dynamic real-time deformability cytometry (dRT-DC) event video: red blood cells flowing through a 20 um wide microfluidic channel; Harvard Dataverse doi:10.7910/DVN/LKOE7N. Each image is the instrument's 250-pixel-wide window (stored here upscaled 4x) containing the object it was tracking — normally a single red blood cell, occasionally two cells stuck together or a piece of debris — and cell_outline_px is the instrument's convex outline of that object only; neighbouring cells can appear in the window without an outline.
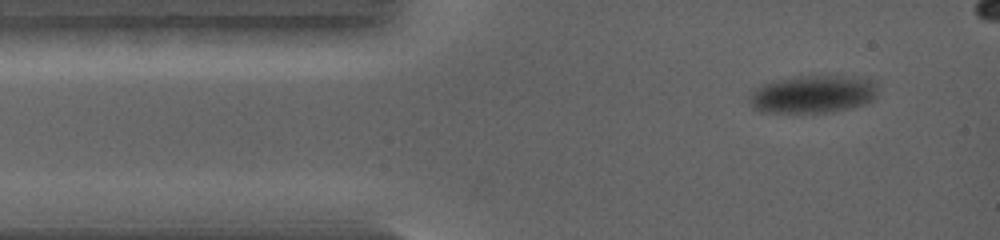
{"species": "common noctule bat (a hibernating species)", "species_latin": "Nyctalus noctula", "temperature_condition": "warm", "stored_images_in_passage": 43, "camera_frame_rate_fps": 5000, "um_per_image_px": 0.085, "animal": {"sex": "female", "body_mass_g": 19.0, "forearm_length_mm": 56.7}, "frame": {"image": 1, "passage_image": 2, "time_ms": 0.2, "image_size_px": [1000, 240], "cell_outline_px": [[876, 96], [872, 100], [864, 104], [848, 108], [828, 112], [760, 112], [748, 100], [748, 96], [756, 88], [764, 84], [776, 80], [796, 76], [860, 76], [876, 80]], "centroid_in_image_um": [69.13, 7.99], "position_along_channel_um": 15.9, "area_um2": 28.26}}
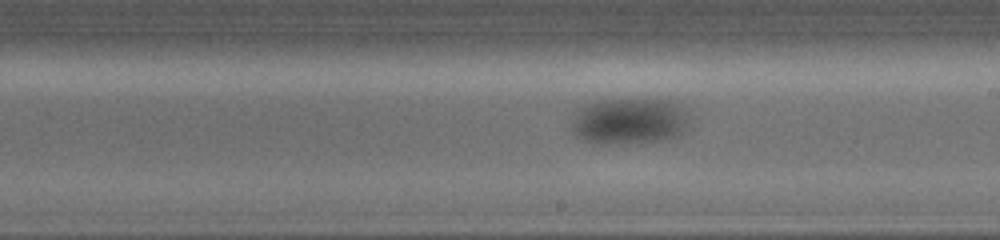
{"frame": {"image": 2, "passage_image": 24, "time_ms": 4.6, "image_size_px": [1000, 240], "cell_outline_px": [[688, 112], [684, 132], [676, 136], [664, 140], [608, 144], [600, 144], [580, 140], [572, 132], [572, 112], [576, 108], [588, 104], [604, 100], [668, 100], [676, 104]], "centroid_in_image_um": [53.41, 10.31], "position_along_channel_um": 235.6, "area_um2": 31.73}}
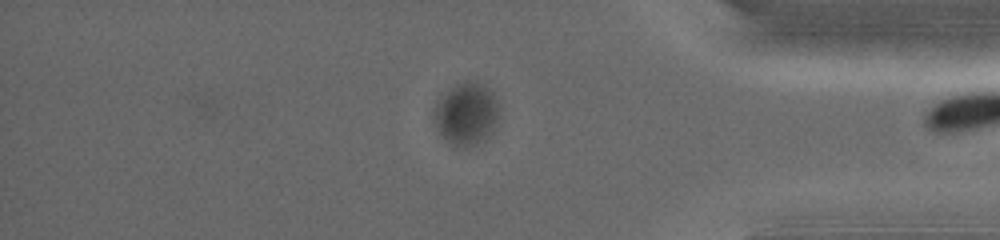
{"frame": {"image": 3, "passage_image": 42, "time_ms": 8.2, "image_size_px": [1000, 240], "cell_outline_px": [[500, 116], [492, 132], [484, 140], [468, 148], [456, 148], [448, 144], [440, 136], [432, 120], [432, 112], [436, 104], [456, 84], [468, 80], [480, 84], [492, 92], [500, 108]], "centroid_in_image_um": [39.63, 9.76], "position_along_channel_um": 395.6, "area_um2": 24.1}}